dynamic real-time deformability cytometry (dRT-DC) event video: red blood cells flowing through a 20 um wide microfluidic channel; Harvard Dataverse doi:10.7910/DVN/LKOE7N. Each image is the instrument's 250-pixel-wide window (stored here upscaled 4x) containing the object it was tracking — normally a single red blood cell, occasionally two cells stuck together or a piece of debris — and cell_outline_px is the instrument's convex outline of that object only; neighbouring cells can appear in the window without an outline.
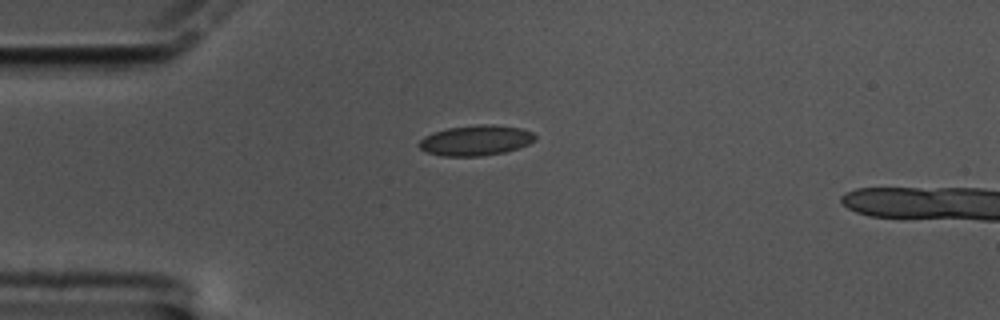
{"species": "common noctule bat (a hibernating species)", "species_latin": "Nyctalus noctula", "temperature_condition": "cold", "stored_images_in_passage": 45, "camera_frame_rate_fps": 3000, "um_per_image_px": 0.085, "animal": {"sex": "male", "body_mass_g": 17.5, "forearm_length_mm": 52.3}, "frame": {"image": 1, "passage_image": 1, "time_ms": 0.0, "image_size_px": [1000, 320], "cell_outline_px": [[536, 140], [520, 148], [504, 152], [480, 156], [440, 156], [428, 152], [420, 148], [416, 144], [424, 136], [448, 128], [476, 124], [492, 124], [520, 128], [532, 132], [536, 136]], "centroid_in_image_um": [40.45, 11.93], "position_along_channel_um": 44.6, "area_um2": 20.58}}
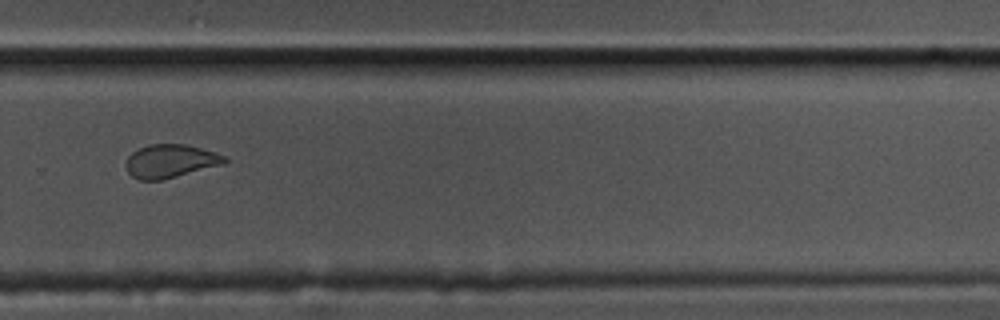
{"frame": {"image": 2, "passage_image": 27, "time_ms": 8.667, "image_size_px": [1000, 320], "cell_outline_px": [[228, 160], [224, 164], [160, 180], [140, 180], [132, 176], [128, 172], [124, 164], [128, 156], [132, 152], [148, 144], [184, 144], [216, 152], [228, 156]], "centroid_in_image_um": [14.48, 13.68], "position_along_channel_um": 315.3, "area_um2": 19.19}}
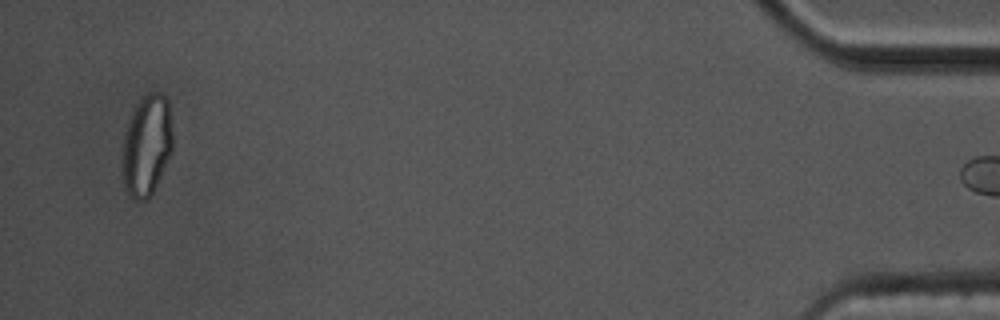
{"frame": {"image": 3, "passage_image": 44, "time_ms": 14.333, "image_size_px": [1000, 320], "cell_outline_px": [[172, 152], [148, 200], [136, 200], [124, 188], [124, 132], [128, 120], [136, 104], [148, 92], [160, 92], [168, 100], [172, 132]], "centroid_in_image_um": [12.49, 12.32], "position_along_channel_um": 422.7, "area_um2": 29.19}}